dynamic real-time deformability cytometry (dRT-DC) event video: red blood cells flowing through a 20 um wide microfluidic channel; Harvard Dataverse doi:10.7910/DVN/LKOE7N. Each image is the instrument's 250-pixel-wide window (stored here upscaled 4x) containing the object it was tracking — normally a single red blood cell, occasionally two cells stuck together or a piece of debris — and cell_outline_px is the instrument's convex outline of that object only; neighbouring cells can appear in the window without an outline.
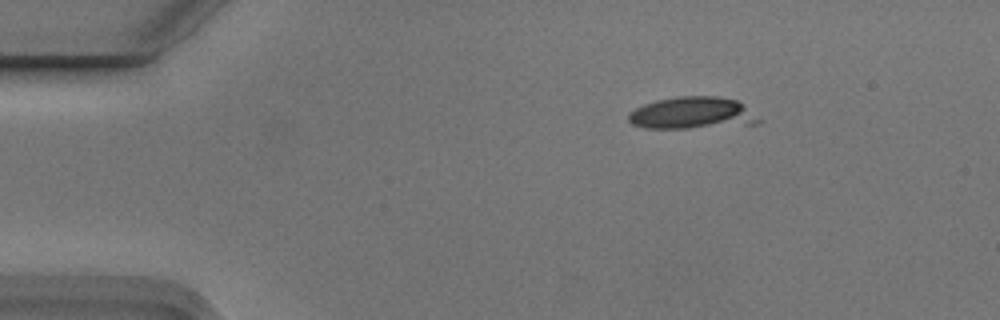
{"species": "Egyptian fruit bat (a non-hibernating species)", "species_latin": "Rousettus aegyptiacus", "temperature_condition": "cold", "stored_images_in_passage": 3, "camera_frame_rate_fps": 3000, "um_per_image_px": 0.085, "animal": {"sex": "male"}, "frame": {"image": 1, "passage_image": 1, "time_ms": 0.0, "image_size_px": [1000, 320], "cell_outline_px": [[760, 120], [756, 124], [688, 128], [644, 128], [632, 124], [628, 120], [628, 112], [644, 104], [656, 100], [676, 96], [720, 96], [736, 100], [744, 104]], "centroid_in_image_um": [58.82, 9.61], "position_along_channel_um": 26.2, "area_um2": 24.39}}